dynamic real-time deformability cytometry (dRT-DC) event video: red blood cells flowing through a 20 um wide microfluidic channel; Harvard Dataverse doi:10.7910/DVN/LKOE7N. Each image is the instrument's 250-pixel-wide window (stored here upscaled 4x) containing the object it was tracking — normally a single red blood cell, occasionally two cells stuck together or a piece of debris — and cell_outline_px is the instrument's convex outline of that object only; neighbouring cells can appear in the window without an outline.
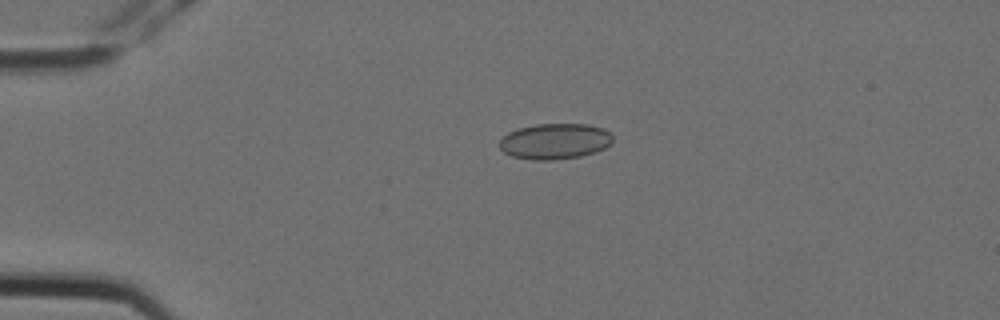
{"species": "Egyptian fruit bat (a non-hibernating species)", "species_latin": "Rousettus aegyptiacus", "temperature_condition": "cold", "stored_images_in_passage": 4, "camera_frame_rate_fps": 3000, "um_per_image_px": 0.085, "animal": {"sex": "female"}, "frame": {"image": 1, "passage_image": 3, "time_ms": 0.667, "image_size_px": [1000, 320], "cell_outline_px": [[612, 144], [596, 152], [580, 156], [552, 160], [532, 160], [512, 156], [504, 152], [500, 148], [500, 140], [508, 132], [520, 128], [536, 124], [588, 124], [604, 128], [612, 136]], "centroid_in_image_um": [47.18, 12.01], "position_along_channel_um": 37.8, "area_um2": 23.58}}